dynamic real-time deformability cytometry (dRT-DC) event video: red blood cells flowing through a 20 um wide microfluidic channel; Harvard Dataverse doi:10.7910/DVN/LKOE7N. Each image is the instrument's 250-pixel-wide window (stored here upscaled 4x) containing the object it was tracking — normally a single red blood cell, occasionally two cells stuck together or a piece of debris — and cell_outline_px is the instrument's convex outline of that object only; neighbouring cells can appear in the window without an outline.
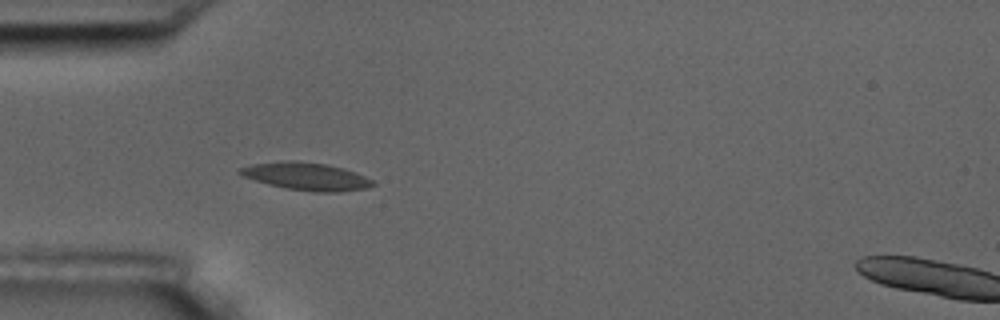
{"species": "common noctule bat (a hibernating species)", "species_latin": "Nyctalus noctula", "temperature_condition": "room temperature", "stored_images_in_passage": 6, "camera_frame_rate_fps": 3000, "um_per_image_px": 0.085, "animal": {"sex": "male", "body_mass_g": 17.5, "forearm_length_mm": 52.3}, "frame": {"image": 1, "passage_image": 5, "time_ms": 4.667, "image_size_px": [1000, 320], "cell_outline_px": [[376, 184], [368, 188], [340, 192], [312, 192], [288, 188], [268, 184], [244, 176], [236, 172], [236, 168], [252, 164], [288, 160], [292, 160], [324, 164], [340, 168], [364, 176], [372, 180]], "centroid_in_image_um": [26.0, 15.0], "position_along_channel_um": 59.0, "area_um2": 21.15}}